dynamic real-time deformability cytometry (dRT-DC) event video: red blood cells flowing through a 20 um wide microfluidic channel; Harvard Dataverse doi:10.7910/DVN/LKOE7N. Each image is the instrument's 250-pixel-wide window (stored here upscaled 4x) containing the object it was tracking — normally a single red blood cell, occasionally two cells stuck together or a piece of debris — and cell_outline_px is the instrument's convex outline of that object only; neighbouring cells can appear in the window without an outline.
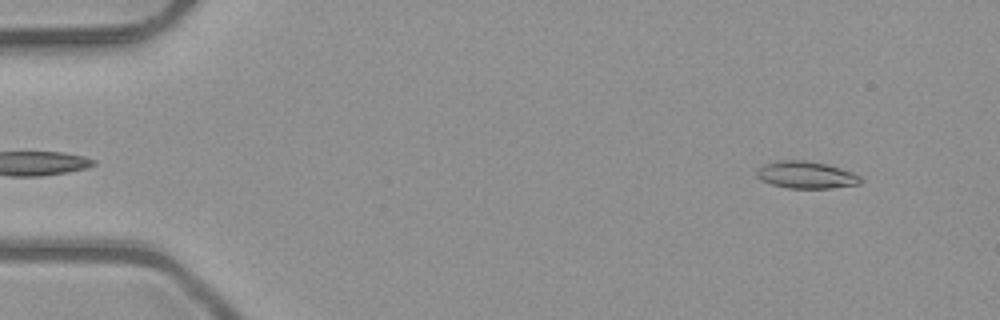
{"species": "common noctule bat (a hibernating species)", "species_latin": "Nyctalus noctula", "temperature_condition": "room temperature", "stored_images_in_passage": 5, "camera_frame_rate_fps": 3000, "um_per_image_px": 0.085, "animal": {"sex": "male", "body_mass_g": 23.1, "forearm_length_mm": 52.7}, "frame": {"image": 1, "passage_image": 1, "time_ms": 0.0, "image_size_px": [1000, 320], "cell_outline_px": [[864, 180], [860, 184], [832, 188], [788, 188], [772, 184], [760, 180], [756, 176], [756, 172], [764, 164], [780, 160], [804, 160], [824, 164], [840, 168], [852, 172], [860, 176]], "centroid_in_image_um": [68.53, 14.88], "position_along_channel_um": 16.5, "area_um2": 16.36}}